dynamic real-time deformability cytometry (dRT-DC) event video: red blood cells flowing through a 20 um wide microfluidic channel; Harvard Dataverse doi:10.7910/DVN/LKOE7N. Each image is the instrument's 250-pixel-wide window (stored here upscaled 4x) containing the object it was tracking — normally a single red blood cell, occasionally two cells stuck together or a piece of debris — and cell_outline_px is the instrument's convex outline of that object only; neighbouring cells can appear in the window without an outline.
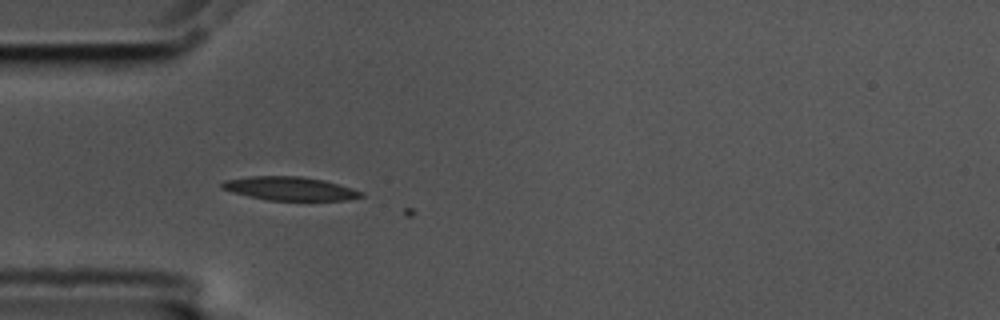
{"species": "common noctule bat (a hibernating species)", "species_latin": "Nyctalus noctula", "temperature_condition": "cold", "stored_images_in_passage": 2, "camera_frame_rate_fps": 3000, "um_per_image_px": 0.085, "animal": {"sex": "male", "body_mass_g": 17.5, "forearm_length_mm": 52.3}, "frame": {"image": 1, "passage_image": 1, "time_ms": 0.0, "image_size_px": [1000, 320], "cell_outline_px": [[364, 196], [348, 200], [268, 200], [248, 196], [232, 192], [220, 188], [220, 184], [224, 180], [252, 176], [300, 176], [324, 180], [352, 188], [364, 192]], "centroid_in_image_um": [24.64, 16.03], "position_along_channel_um": 60.4, "area_um2": 19.13}}